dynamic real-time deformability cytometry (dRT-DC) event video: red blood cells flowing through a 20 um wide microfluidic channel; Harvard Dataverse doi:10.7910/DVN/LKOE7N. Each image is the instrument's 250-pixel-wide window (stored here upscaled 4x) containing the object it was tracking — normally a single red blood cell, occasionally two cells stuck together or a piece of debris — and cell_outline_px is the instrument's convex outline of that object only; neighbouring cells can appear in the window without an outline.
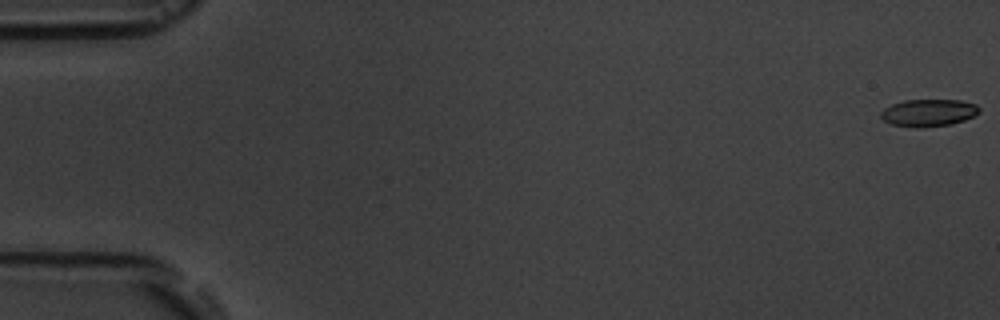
{"species": "common noctule bat (a hibernating species)", "species_latin": "Nyctalus noctula", "temperature_condition": "room temperature", "stored_images_in_passage": 4, "camera_frame_rate_fps": 3000, "um_per_image_px": 0.085, "animal": {"sex": "male", "body_mass_g": 19.5, "forearm_length_mm": 54.6}, "frame": {"image": 1, "passage_image": 1, "time_ms": 0.0, "image_size_px": [1000, 320], "cell_outline_px": [[980, 112], [964, 120], [952, 124], [920, 128], [916, 128], [892, 124], [884, 120], [880, 116], [880, 112], [884, 108], [892, 104], [904, 100], [960, 100], [976, 104], [980, 108]], "centroid_in_image_um": [78.92, 9.58], "position_along_channel_um": 6.1, "area_um2": 15.66}}
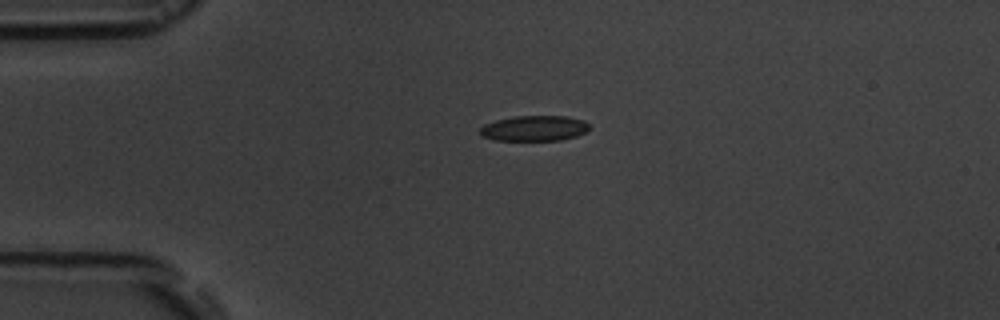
{"frame": {"image": 2, "passage_image": 4, "time_ms": 4.333, "image_size_px": [1000, 320], "cell_outline_px": [[588, 128], [584, 132], [576, 136], [560, 140], [496, 140], [480, 136], [480, 128], [484, 124], [496, 120], [516, 116], [568, 116], [584, 120], [588, 124]], "centroid_in_image_um": [45.39, 10.9], "position_along_channel_um": 39.6, "area_um2": 16.13}}